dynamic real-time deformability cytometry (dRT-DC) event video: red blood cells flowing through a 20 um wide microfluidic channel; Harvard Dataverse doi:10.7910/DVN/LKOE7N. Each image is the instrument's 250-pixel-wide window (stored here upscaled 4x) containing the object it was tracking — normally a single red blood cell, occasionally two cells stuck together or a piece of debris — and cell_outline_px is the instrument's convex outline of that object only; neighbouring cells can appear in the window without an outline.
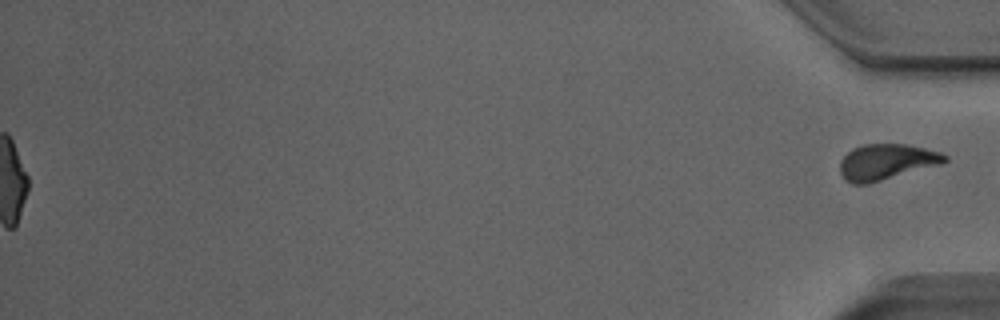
{"species": "Egyptian fruit bat (a non-hibernating species)", "species_latin": "Rousettus aegyptiacus", "temperature_condition": "room temperature", "stored_images_in_passage": 52, "segment_of_instrument_passage": [2, 2], "camera_frame_rate_fps": 3000, "um_per_image_px": 0.085, "animal": {"sex": "male"}, "frame": {"image": 1, "passage_image": 52, "time_ms": 17.0, "image_size_px": [1000, 320], "cell_outline_px": [[948, 160], [940, 164], [868, 184], [852, 184], [844, 180], [840, 172], [840, 160], [852, 148], [860, 144], [908, 144], [940, 152], [948, 156]], "centroid_in_image_um": [75.31, 13.76], "position_along_channel_um": 359.9, "area_um2": 21.91}}